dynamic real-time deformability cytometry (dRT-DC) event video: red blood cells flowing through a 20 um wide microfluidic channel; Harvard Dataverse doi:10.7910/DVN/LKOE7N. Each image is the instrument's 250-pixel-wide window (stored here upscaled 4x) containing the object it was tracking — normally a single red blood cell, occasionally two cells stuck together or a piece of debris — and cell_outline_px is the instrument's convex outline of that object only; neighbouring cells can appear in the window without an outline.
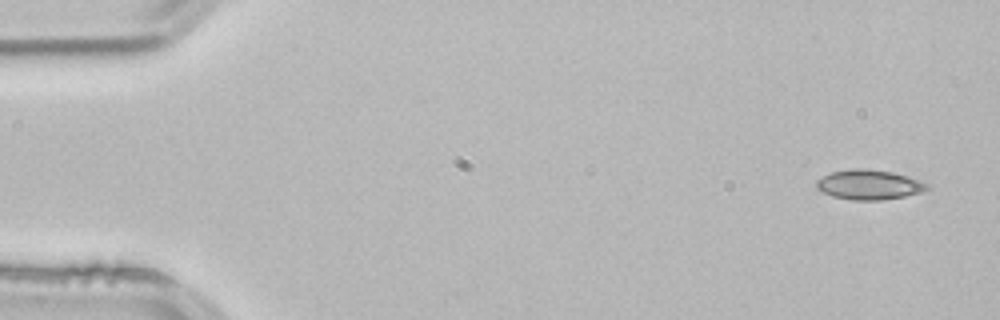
{"species": "common noctule bat (a hibernating species)", "species_latin": "Nyctalus noctula", "temperature_condition": "room temperature", "stored_images_in_passage": 4, "camera_frame_rate_fps": 3000, "um_per_image_px": 0.085, "animal": {"sex": "male", "body_mass_g": 21.5, "forearm_length_mm": 52.0}, "frame": {"image": 1, "passage_image": 1, "time_ms": 0.0, "image_size_px": [1000, 320], "cell_outline_px": [[932, 184], [928, 188], [920, 192], [904, 196], [880, 200], [852, 200], [832, 196], [820, 192], [816, 188], [816, 180], [832, 172], [852, 168], [864, 168], [892, 172], [908, 176]], "centroid_in_image_um": [73.86, 15.69], "position_along_channel_um": 11.1, "area_um2": 19.31}}
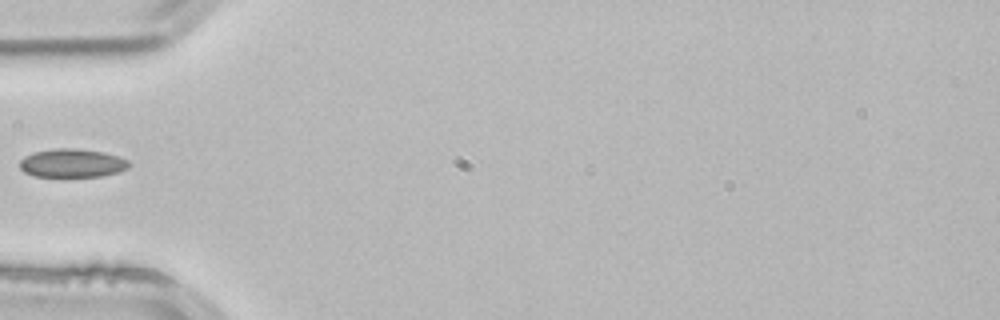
{"frame": {"image": 2, "passage_image": 4, "time_ms": 1.0, "image_size_px": [1000, 320], "cell_outline_px": [[132, 164], [128, 168], [116, 172], [100, 176], [36, 176], [24, 172], [20, 168], [20, 160], [24, 156], [36, 152], [56, 148], [76, 148], [104, 152], [128, 160]], "centroid_in_image_um": [6.14, 13.86], "position_along_channel_um": 78.9, "area_um2": 17.98}}